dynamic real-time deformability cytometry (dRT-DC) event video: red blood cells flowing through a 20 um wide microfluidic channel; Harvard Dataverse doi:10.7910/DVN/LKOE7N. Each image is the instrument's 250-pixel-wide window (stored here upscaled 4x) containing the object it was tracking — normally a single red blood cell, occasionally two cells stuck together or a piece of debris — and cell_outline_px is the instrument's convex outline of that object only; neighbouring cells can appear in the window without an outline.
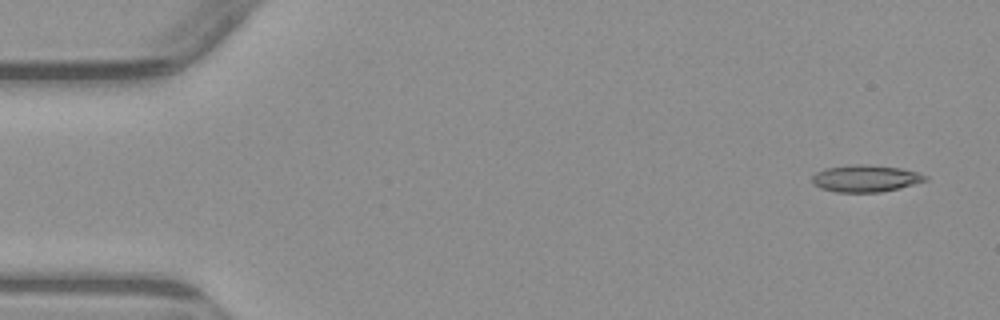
{"species": "common noctule bat (a hibernating species)", "species_latin": "Nyctalus noctula", "temperature_condition": "warm", "stored_images_in_passage": 5, "camera_frame_rate_fps": 3000, "um_per_image_px": 0.085, "animal": {"sex": "male", "body_mass_g": 23.1, "forearm_length_mm": 52.7}, "frame": {"image": 1, "passage_image": 1, "time_ms": 0.0, "image_size_px": [1000, 320], "cell_outline_px": [[928, 180], [900, 188], [880, 192], [836, 192], [820, 188], [812, 184], [812, 176], [816, 172], [824, 168], [856, 164], [868, 164], [900, 168], [916, 172], [928, 176]], "centroid_in_image_um": [73.55, 15.17], "position_along_channel_um": 11.4, "area_um2": 17.86}}
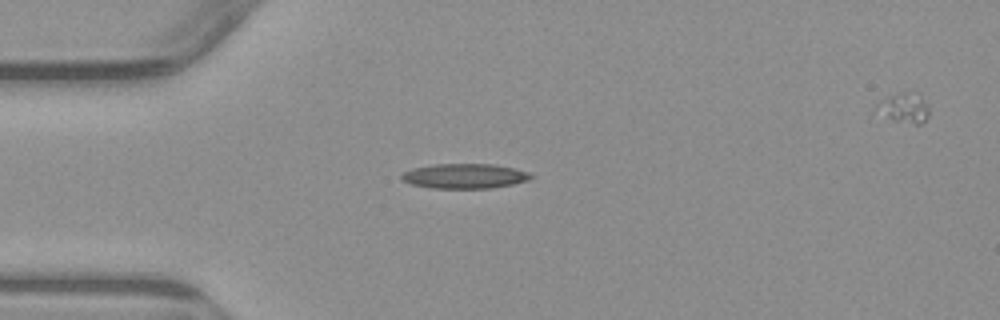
{"frame": {"image": 2, "passage_image": 4, "time_ms": 3.667, "image_size_px": [1000, 320], "cell_outline_px": [[536, 176], [528, 180], [512, 184], [492, 188], [432, 188], [412, 184], [404, 180], [400, 176], [404, 172], [412, 168], [436, 164], [496, 164], [516, 168], [528, 172]], "centroid_in_image_um": [39.55, 14.96], "position_along_channel_um": 45.5, "area_um2": 18.73}}